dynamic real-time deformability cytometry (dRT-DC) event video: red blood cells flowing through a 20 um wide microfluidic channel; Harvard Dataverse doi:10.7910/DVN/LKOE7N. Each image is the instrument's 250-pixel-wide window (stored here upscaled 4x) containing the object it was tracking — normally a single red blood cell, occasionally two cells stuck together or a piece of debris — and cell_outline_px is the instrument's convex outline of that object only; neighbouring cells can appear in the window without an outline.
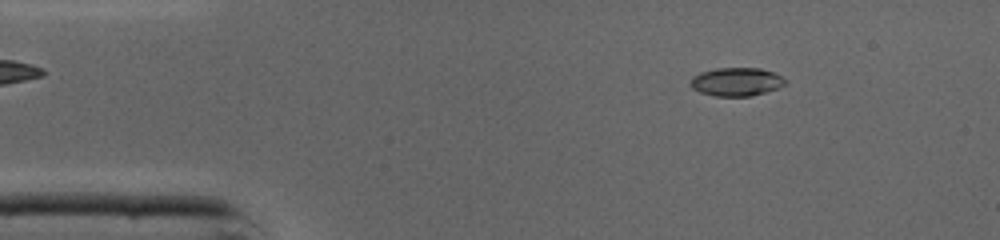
{"species": "common noctule bat (a hibernating species)", "species_latin": "Nyctalus noctula", "temperature_condition": "cold", "stored_images_in_passage": 44, "camera_frame_rate_fps": 3000, "um_per_image_px": 0.085, "animal": {"sex": "male", "body_mass_g": 19.0, "forearm_length_mm": 50.8}, "frame": {"image": 1, "passage_image": 5, "time_ms": 1.333, "image_size_px": [1000, 240], "cell_outline_px": [[788, 80], [784, 84], [776, 88], [752, 96], [716, 96], [700, 92], [692, 88], [688, 84], [692, 76], [700, 72], [716, 68], [760, 68], [772, 72]], "centroid_in_image_um": [62.54, 6.95], "position_along_channel_um": 22.5, "area_um2": 15.66}}
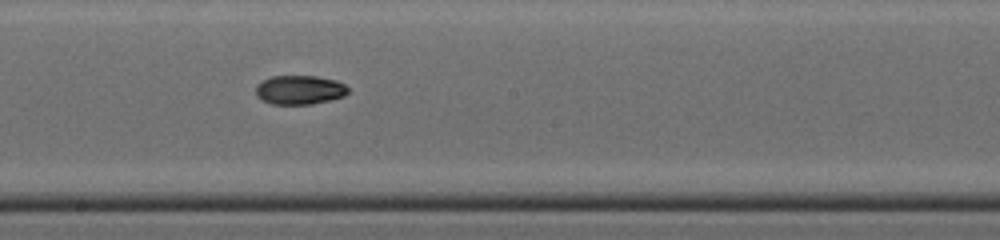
{"frame": {"image": 2, "passage_image": 23, "time_ms": 7.333, "image_size_px": [1000, 240], "cell_outline_px": [[348, 92], [344, 96], [312, 104], [272, 104], [260, 100], [256, 96], [256, 84], [272, 76], [316, 76], [336, 80], [344, 84], [348, 88]], "centroid_in_image_um": [25.44, 7.64], "position_along_channel_um": 222.8, "area_um2": 15.66}}
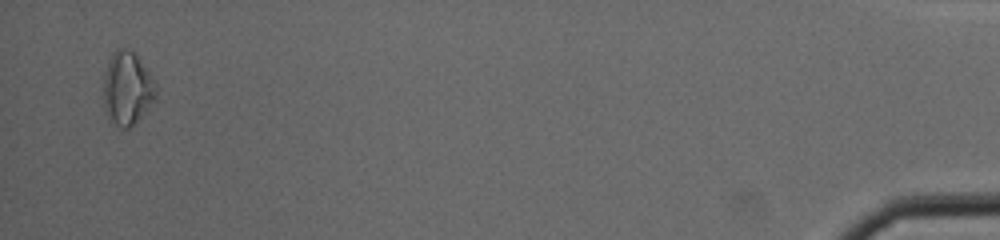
{"frame": {"image": 3, "passage_image": 43, "time_ms": 14.0, "image_size_px": [1000, 240], "cell_outline_px": [[156, 96], [140, 116], [128, 128], [120, 128], [112, 120], [104, 104], [104, 72], [108, 60], [112, 52], [116, 48], [124, 48], [132, 52], [136, 56], [152, 76], [156, 84]], "centroid_in_image_um": [10.8, 7.46], "position_along_channel_um": 424.4, "area_um2": 21.73}, "authors_computed_cell_mechanics": {"area_um2": 15.895, "velocity_mm_per_s": 4.3876, "shape_relaxation_time_tau1_ms": 3.1989, "shape_relaxation_time_tau2_ms": null, "deformation_change_tau1": 0.1287, "deformation_change_tau2": null}}